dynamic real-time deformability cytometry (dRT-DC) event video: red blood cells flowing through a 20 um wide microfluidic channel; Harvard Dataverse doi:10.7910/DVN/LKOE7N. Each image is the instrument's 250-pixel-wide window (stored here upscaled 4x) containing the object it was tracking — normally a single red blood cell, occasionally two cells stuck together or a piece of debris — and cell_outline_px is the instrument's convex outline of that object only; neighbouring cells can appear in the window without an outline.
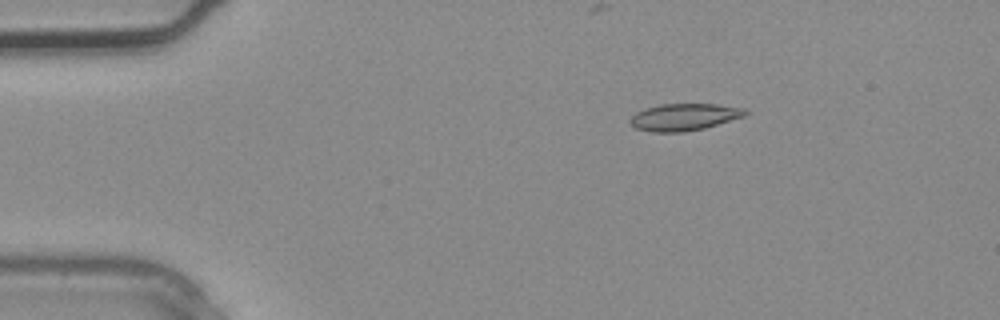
{"species": "common noctule bat (a hibernating species)", "species_latin": "Nyctalus noctula", "temperature_condition": "warm", "stored_images_in_passage": 4, "camera_frame_rate_fps": 3000, "um_per_image_px": 0.085, "animal": {"sex": "male", "body_mass_g": 20.4}, "frame": {"image": 1, "passage_image": 4, "time_ms": 1.0, "image_size_px": [1000, 320], "cell_outline_px": [[748, 112], [744, 116], [704, 128], [684, 132], [652, 132], [636, 128], [628, 120], [636, 112], [644, 108], [660, 104], [720, 104], [744, 108]], "centroid_in_image_um": [58.14, 9.94], "position_along_channel_um": 26.9, "area_um2": 18.09}}